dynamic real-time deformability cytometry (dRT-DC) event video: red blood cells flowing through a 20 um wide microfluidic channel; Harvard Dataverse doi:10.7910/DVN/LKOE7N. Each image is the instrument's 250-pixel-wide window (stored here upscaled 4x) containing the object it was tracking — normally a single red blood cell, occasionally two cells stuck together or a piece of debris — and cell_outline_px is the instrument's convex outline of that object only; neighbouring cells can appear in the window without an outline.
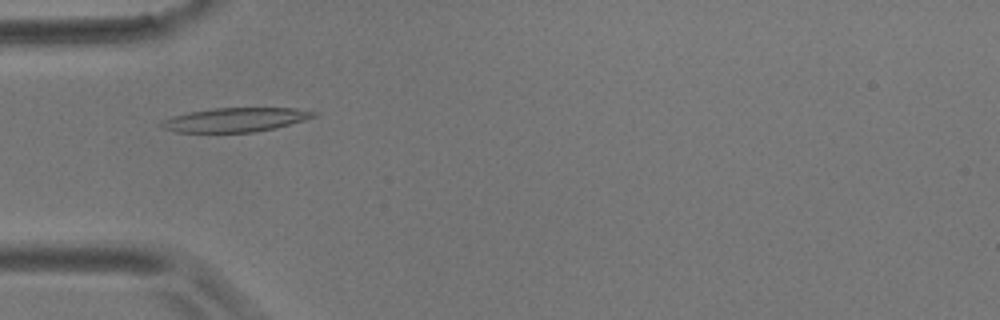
{"species": "common noctule bat (a hibernating species)", "species_latin": "Nyctalus noctula", "temperature_condition": "room temperature", "stored_images_in_passage": 3, "camera_frame_rate_fps": 3000, "um_per_image_px": 0.085, "animal": {"sex": "male", "body_mass_g": 17.9}, "frame": {"image": 1, "passage_image": 2, "time_ms": 1.333, "image_size_px": [1000, 320], "cell_outline_px": [[320, 112], [316, 116], [304, 120], [276, 128], [256, 132], [176, 132], [164, 128], [160, 124], [160, 120], [188, 112], [212, 108], [292, 108]], "centroid_in_image_um": [20.02, 10.18], "position_along_channel_um": 65.0, "area_um2": 21.39}}
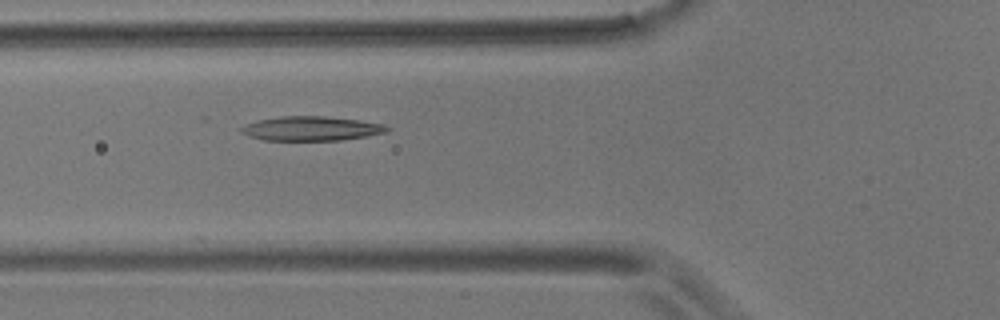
{"frame": {"image": 2, "passage_image": 3, "time_ms": 2.333, "image_size_px": [1000, 320], "cell_outline_px": [[392, 128], [388, 132], [368, 136], [340, 140], [264, 140], [248, 136], [240, 132], [240, 128], [248, 124], [260, 120], [280, 116], [324, 116], [360, 120], [384, 124]], "centroid_in_image_um": [26.52, 10.92], "position_along_channel_um": 99.3, "area_um2": 20.69}}